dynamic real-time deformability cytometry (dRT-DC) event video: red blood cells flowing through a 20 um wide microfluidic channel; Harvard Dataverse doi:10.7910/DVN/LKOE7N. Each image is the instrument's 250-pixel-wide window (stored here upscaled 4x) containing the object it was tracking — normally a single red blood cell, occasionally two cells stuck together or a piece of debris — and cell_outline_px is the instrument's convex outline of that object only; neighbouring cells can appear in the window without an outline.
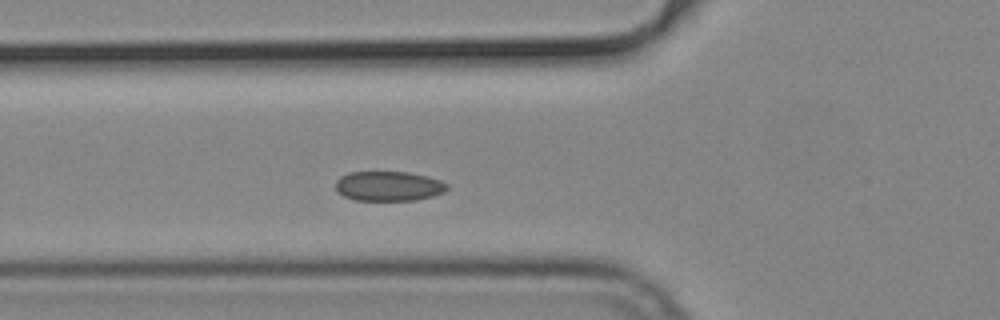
{"species": "common noctule bat (a hibernating species)", "species_latin": "Nyctalus noctula", "temperature_condition": "cold", "stored_images_in_passage": 41, "camera_frame_rate_fps": 3000, "um_per_image_px": 0.085, "animal": {"sex": "male", "body_mass_g": 19.2, "forearm_length_mm": 51.8}, "frame": {"image": 1, "passage_image": 9, "time_ms": 2.667, "image_size_px": [1000, 320], "cell_outline_px": [[448, 188], [444, 192], [432, 196], [416, 200], [356, 200], [344, 196], [336, 192], [336, 180], [340, 176], [348, 172], [408, 172], [428, 176], [440, 180], [448, 184]], "centroid_in_image_um": [33.02, 15.81], "position_along_channel_um": 92.8, "area_um2": 19.42}}
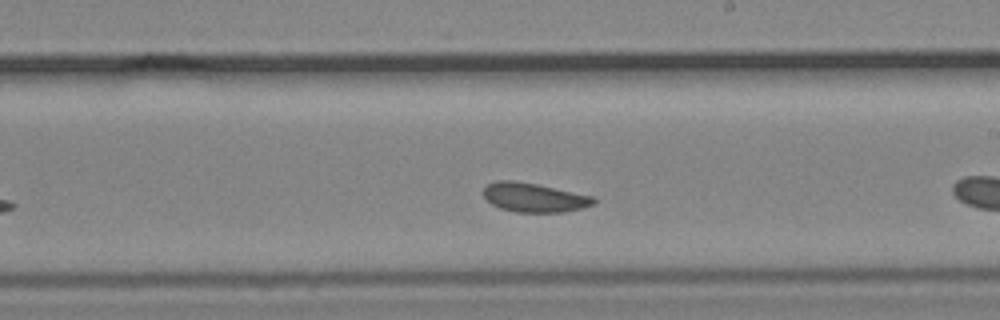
{"frame": {"image": 2, "passage_image": 18, "time_ms": 5.667, "image_size_px": [1000, 320], "cell_outline_px": [[596, 204], [564, 212], [516, 212], [500, 208], [492, 204], [484, 196], [484, 188], [488, 184], [496, 180], [516, 180], [536, 184], [592, 196], [596, 200]], "centroid_in_image_um": [45.39, 16.78], "position_along_channel_um": 243.6, "area_um2": 18.55}}
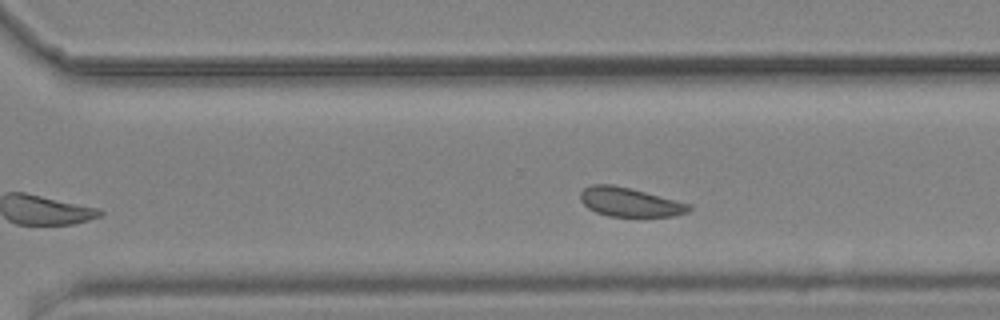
{"frame": {"image": 3, "passage_image": 24, "time_ms": 7.667, "image_size_px": [1000, 320], "cell_outline_px": [[692, 208], [688, 212], [676, 216], [608, 216], [596, 212], [588, 208], [580, 200], [580, 192], [584, 188], [592, 184], [612, 184], [692, 204]], "centroid_in_image_um": [53.53, 17.18], "position_along_channel_um": 317.1, "area_um2": 18.26}, "authors_computed_cell_mechanics": {"area_um2": 19.1318, "velocity_mm_per_s": 3.6851, "shape_relaxation_time_tau1_ms": null, "shape_relaxation_time_tau2_ms": 0.7886, "deformation_change_tau1": null, "deformation_change_tau2": 0.0544}}